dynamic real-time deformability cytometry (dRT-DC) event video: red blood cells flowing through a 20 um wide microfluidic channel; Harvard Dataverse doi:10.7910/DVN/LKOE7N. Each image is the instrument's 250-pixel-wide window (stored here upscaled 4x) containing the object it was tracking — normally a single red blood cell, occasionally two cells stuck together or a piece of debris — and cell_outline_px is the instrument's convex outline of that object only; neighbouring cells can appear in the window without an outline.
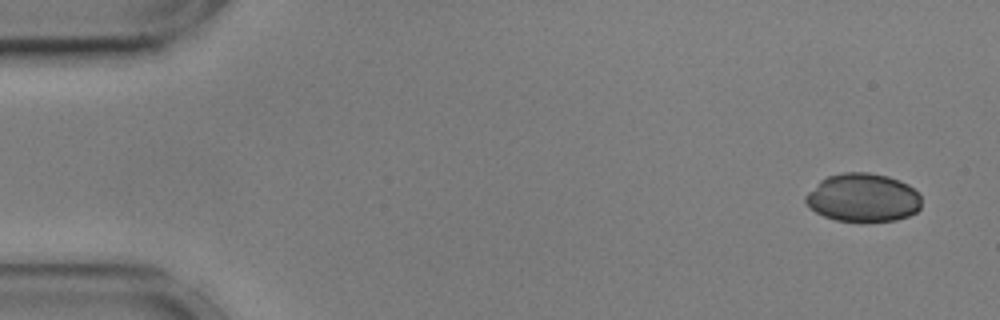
{"species": "common noctule bat (a hibernating species)", "species_latin": "Nyctalus noctula", "temperature_condition": "cold", "stored_images_in_passage": 31, "camera_frame_rate_fps": 3000, "um_per_image_px": 0.085, "animal": {"sex": "male", "body_mass_g": 17.9, "forearm_length_mm": 54.2}, "frame": {"image": 1, "passage_image": 1, "time_ms": 0.0, "image_size_px": [1000, 320], "cell_outline_px": [[920, 208], [916, 212], [908, 216], [896, 220], [860, 224], [836, 220], [824, 216], [816, 212], [804, 200], [804, 196], [820, 180], [828, 176], [844, 172], [868, 172], [888, 176], [900, 180], [908, 184], [920, 196]], "centroid_in_image_um": [73.35, 16.83], "position_along_channel_um": 11.7, "area_um2": 33.18}}